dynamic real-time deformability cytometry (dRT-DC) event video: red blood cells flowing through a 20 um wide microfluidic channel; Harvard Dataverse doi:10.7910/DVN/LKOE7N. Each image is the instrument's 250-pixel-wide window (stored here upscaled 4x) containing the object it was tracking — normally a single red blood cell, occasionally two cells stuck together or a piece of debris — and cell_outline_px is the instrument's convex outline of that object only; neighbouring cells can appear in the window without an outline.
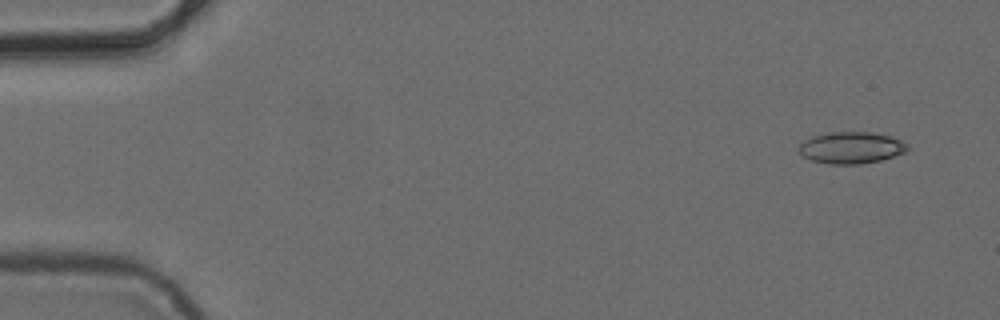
{"species": "common noctule bat (a hibernating species)", "species_latin": "Nyctalus noctula", "temperature_condition": "cold", "stored_images_in_passage": 4, "camera_frame_rate_fps": 3000, "um_per_image_px": 0.085, "animal": {"sex": "female", "body_mass_g": 24.6, "forearm_length_mm": 56.2}, "frame": {"image": 1, "passage_image": 1, "time_ms": 0.0, "image_size_px": [1000, 320], "cell_outline_px": [[908, 148], [904, 152], [880, 160], [860, 164], [832, 164], [812, 160], [804, 156], [796, 148], [804, 140], [812, 136], [828, 132], [868, 132], [892, 136], [908, 144]], "centroid_in_image_um": [72.33, 12.54], "position_along_channel_um": 12.7, "area_um2": 19.94}}